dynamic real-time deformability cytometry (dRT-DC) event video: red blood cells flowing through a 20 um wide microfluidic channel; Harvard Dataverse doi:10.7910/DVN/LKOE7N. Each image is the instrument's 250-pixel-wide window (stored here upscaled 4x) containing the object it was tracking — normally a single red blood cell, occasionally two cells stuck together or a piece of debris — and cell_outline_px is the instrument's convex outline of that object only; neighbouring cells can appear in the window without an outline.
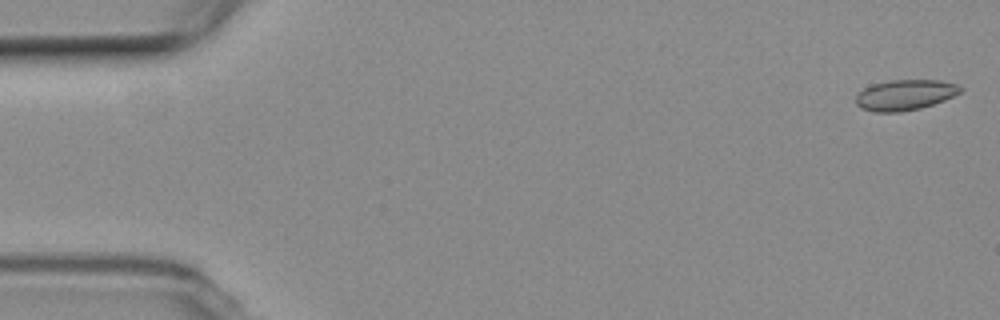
{"species": "common noctule bat (a hibernating species)", "species_latin": "Nyctalus noctula", "temperature_condition": "room temperature", "stored_images_in_passage": 5, "camera_frame_rate_fps": 3000, "um_per_image_px": 0.085, "animal": {"sex": "female", "body_mass_g": 19.3, "forearm_length_mm": 54.1}, "frame": {"image": 1, "passage_image": 1, "time_ms": 0.0, "image_size_px": [1000, 320], "cell_outline_px": [[964, 88], [960, 92], [944, 100], [920, 108], [900, 112], [872, 112], [860, 108], [856, 104], [856, 96], [864, 88], [872, 84], [888, 80], [940, 80], [956, 84]], "centroid_in_image_um": [76.9, 8.07], "position_along_channel_um": 8.1, "area_um2": 18.61}}
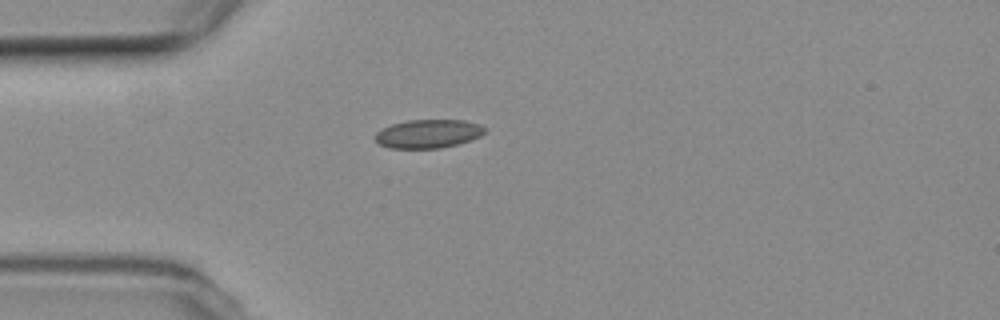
{"frame": {"image": 2, "passage_image": 5, "time_ms": 4.667, "image_size_px": [1000, 320], "cell_outline_px": [[488, 128], [480, 136], [456, 144], [440, 148], [388, 148], [380, 144], [376, 140], [376, 132], [392, 124], [408, 120], [464, 120], [480, 124]], "centroid_in_image_um": [36.42, 11.36], "position_along_channel_um": 48.6, "area_um2": 18.09}}